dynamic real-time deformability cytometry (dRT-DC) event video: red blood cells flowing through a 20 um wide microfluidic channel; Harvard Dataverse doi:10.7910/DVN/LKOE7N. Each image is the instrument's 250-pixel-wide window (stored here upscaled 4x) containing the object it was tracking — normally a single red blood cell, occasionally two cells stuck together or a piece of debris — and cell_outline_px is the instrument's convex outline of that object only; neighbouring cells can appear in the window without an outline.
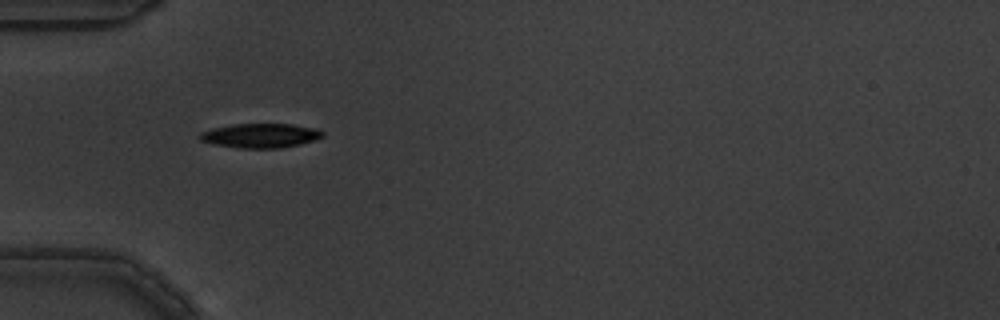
{"species": "common noctule bat (a hibernating species)", "species_latin": "Nyctalus noctula", "temperature_condition": "warm", "stored_images_in_passage": 2, "camera_frame_rate_fps": 3000, "um_per_image_px": 0.085, "animal": {"sex": "male", "body_mass_g": 19.5, "forearm_length_mm": 54.6}, "frame": {"image": 1, "passage_image": 1, "time_ms": 0.0, "image_size_px": [1000, 320], "cell_outline_px": [[324, 136], [316, 140], [300, 144], [280, 148], [240, 148], [212, 144], [200, 140], [200, 132], [212, 128], [232, 124], [292, 124], [316, 128], [324, 132]], "centroid_in_image_um": [22.16, 11.52], "position_along_channel_um": 62.8, "area_um2": 17.51}}
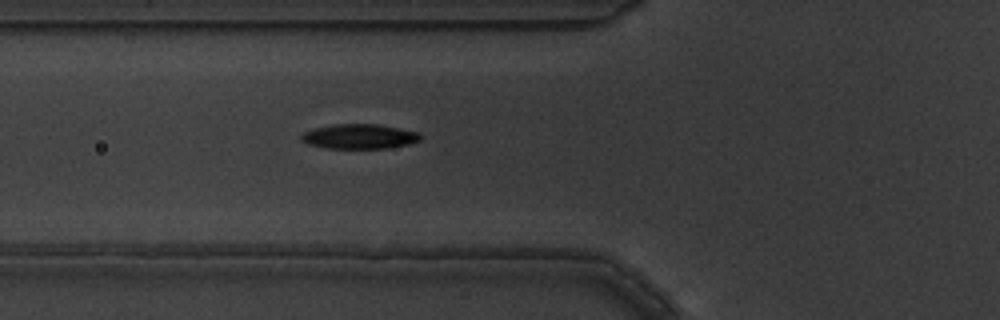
{"frame": {"image": 2, "passage_image": 2, "time_ms": 0.333, "image_size_px": [1000, 320], "cell_outline_px": [[420, 140], [408, 144], [388, 148], [324, 148], [308, 144], [300, 140], [300, 136], [304, 132], [316, 128], [332, 124], [376, 124], [420, 132]], "centroid_in_image_um": [30.52, 11.6], "position_along_channel_um": 95.3, "area_um2": 17.11}}